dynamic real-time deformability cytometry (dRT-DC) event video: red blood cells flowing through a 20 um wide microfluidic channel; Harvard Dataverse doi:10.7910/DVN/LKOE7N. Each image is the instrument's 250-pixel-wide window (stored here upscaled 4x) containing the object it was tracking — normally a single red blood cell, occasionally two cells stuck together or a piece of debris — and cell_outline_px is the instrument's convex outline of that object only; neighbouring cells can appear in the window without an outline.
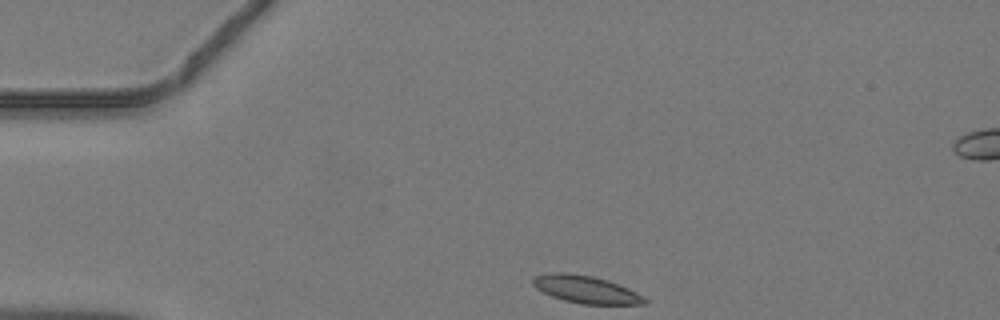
{"species": "common noctule bat (a hibernating species)", "species_latin": "Nyctalus noctula", "temperature_condition": "warm", "stored_images_in_passage": 37, "camera_frame_rate_fps": 3000, "um_per_image_px": 0.085, "animal": {"sex": "male", "body_mass_g": 19.2, "forearm_length_mm": 51.8}, "frame": {"image": 1, "passage_image": 1, "time_ms": 0.0, "image_size_px": [1000, 320], "cell_outline_px": [[648, 304], [580, 304], [564, 300], [552, 296], [536, 288], [532, 284], [532, 280], [536, 276], [552, 272], [568, 272], [592, 276], [608, 280], [628, 288], [644, 296], [648, 300]], "centroid_in_image_um": [49.82, 24.6], "position_along_channel_um": 35.2, "area_um2": 17.92}}
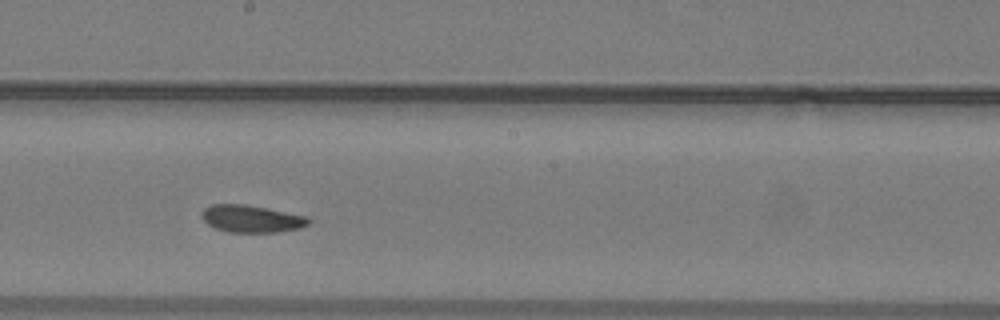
{"frame": {"image": 2, "passage_image": 17, "time_ms": 5.333, "image_size_px": [1000, 320], "cell_outline_px": [[312, 220], [308, 224], [300, 228], [280, 232], [228, 232], [216, 228], [208, 224], [200, 216], [204, 208], [212, 204], [244, 204], [308, 216]], "centroid_in_image_um": [21.39, 18.59], "position_along_channel_um": 226.8, "area_um2": 16.99}}
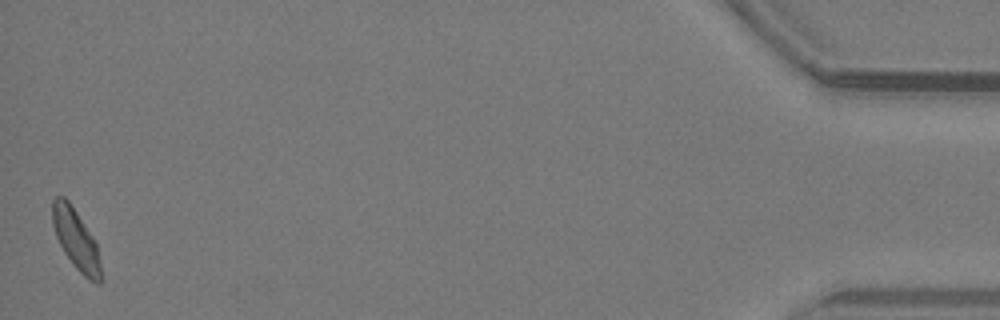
{"frame": {"image": 3, "passage_image": 37, "time_ms": 12.0, "image_size_px": [1000, 320], "cell_outline_px": [[100, 284], [96, 284], [88, 280], [72, 264], [64, 252], [56, 236], [52, 224], [52, 200], [56, 196], [64, 196], [68, 200], [92, 236], [96, 244], [100, 264]], "centroid_in_image_um": [6.43, 20.35], "position_along_channel_um": 428.8, "area_um2": 16.76}}